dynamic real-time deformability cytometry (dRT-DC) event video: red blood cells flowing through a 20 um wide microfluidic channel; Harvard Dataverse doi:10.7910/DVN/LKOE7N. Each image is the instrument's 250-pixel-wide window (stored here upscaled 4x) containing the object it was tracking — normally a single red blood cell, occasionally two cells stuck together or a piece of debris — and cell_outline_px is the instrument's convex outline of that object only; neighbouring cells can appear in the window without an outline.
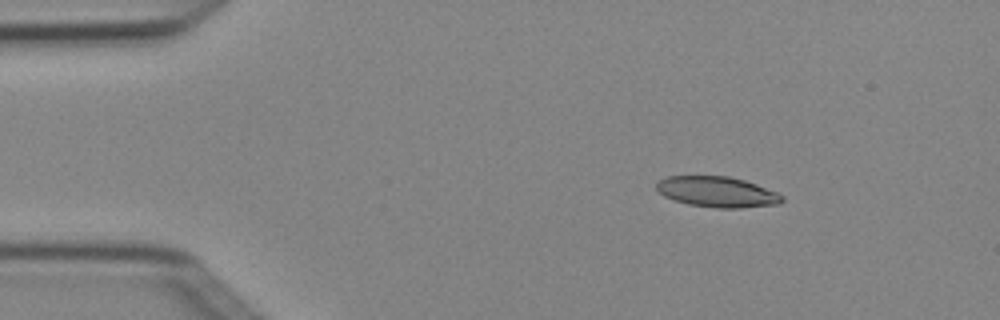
{"species": "Egyptian fruit bat (a non-hibernating species)", "species_latin": "Rousettus aegyptiacus", "temperature_condition": "cold", "stored_images_in_passage": 5, "camera_frame_rate_fps": 3000, "um_per_image_px": 0.085, "animal": {"sex": "female"}, "frame": {"image": 1, "passage_image": 2, "time_ms": 0.333, "image_size_px": [1000, 320], "cell_outline_px": [[784, 200], [780, 204], [740, 208], [716, 208], [688, 204], [664, 196], [656, 188], [656, 184], [660, 180], [668, 176], [728, 176], [744, 180], [756, 184], [776, 192], [784, 196]], "centroid_in_image_um": [60.99, 16.31], "position_along_channel_um": 24.0, "area_um2": 22.31}}